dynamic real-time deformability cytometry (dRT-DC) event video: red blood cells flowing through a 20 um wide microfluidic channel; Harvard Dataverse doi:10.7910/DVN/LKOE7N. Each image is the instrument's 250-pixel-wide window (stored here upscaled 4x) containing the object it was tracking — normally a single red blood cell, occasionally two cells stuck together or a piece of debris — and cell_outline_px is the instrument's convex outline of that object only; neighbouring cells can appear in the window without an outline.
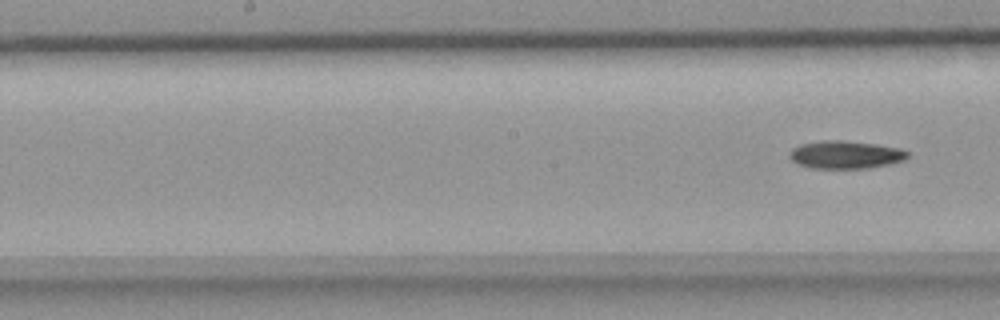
{"species": "common noctule bat (a hibernating species)", "species_latin": "Nyctalus noctula", "temperature_condition": "room temperature", "stored_images_in_passage": 7, "segment_of_instrument_passage": [2, 2], "camera_frame_rate_fps": 3000, "um_per_image_px": 0.085, "animal": {"sex": "female", "body_mass_g": 18.4}, "frame": {"image": 1, "passage_image": 7, "time_ms": 2.0, "image_size_px": [1000, 320], "cell_outline_px": [[908, 156], [904, 160], [888, 164], [868, 168], [812, 168], [796, 164], [788, 156], [788, 152], [792, 148], [800, 144], [824, 140], [844, 140], [876, 144], [900, 148], [908, 152]], "centroid_in_image_um": [71.82, 13.14], "position_along_channel_um": 176.4, "area_um2": 19.25}}